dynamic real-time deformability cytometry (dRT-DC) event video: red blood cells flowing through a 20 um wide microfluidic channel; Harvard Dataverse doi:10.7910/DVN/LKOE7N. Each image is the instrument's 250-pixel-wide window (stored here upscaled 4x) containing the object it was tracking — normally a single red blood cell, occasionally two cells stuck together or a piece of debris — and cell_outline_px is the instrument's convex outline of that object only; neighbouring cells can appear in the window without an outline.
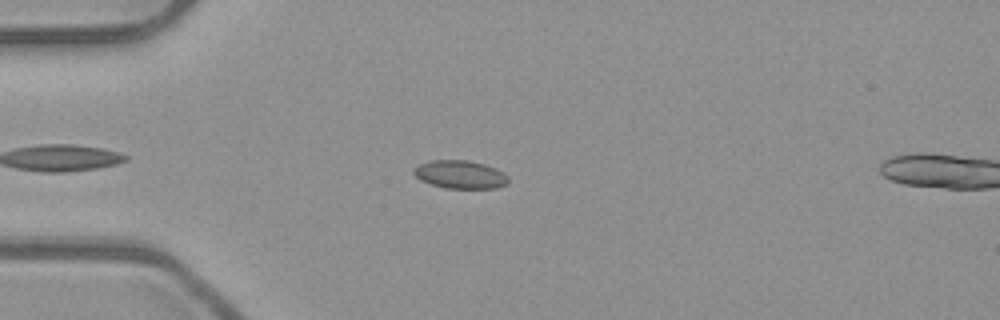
{"species": "common noctule bat (a hibernating species)", "species_latin": "Nyctalus noctula", "temperature_condition": "room temperature", "stored_images_in_passage": 10, "camera_frame_rate_fps": 3000, "um_per_image_px": 0.085, "animal": {"sex": "male", "body_mass_g": 23.1, "forearm_length_mm": 52.7}, "frame": {"image": 1, "passage_image": 7, "time_ms": 2.0, "image_size_px": [1000, 320], "cell_outline_px": [[508, 184], [496, 188], [448, 188], [432, 184], [420, 180], [412, 172], [412, 168], [416, 164], [428, 160], [468, 160], [484, 164], [496, 168], [504, 172], [508, 176]], "centroid_in_image_um": [39.1, 14.81], "position_along_channel_um": 45.9, "area_um2": 15.72}}